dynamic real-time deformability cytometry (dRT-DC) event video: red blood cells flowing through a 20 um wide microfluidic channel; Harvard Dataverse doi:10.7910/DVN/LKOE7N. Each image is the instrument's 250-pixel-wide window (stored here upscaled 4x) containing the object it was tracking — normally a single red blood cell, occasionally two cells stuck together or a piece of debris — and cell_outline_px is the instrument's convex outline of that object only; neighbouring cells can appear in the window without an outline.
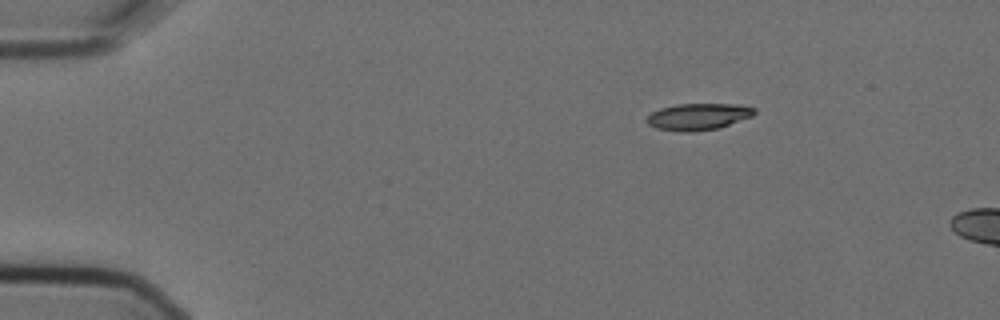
{"species": "Egyptian fruit bat (a non-hibernating species)", "species_latin": "Rousettus aegyptiacus", "temperature_condition": "cold", "stored_images_in_passage": 3, "camera_frame_rate_fps": 3000, "um_per_image_px": 0.085, "animal": {"sex": "female"}, "frame": {"image": 1, "passage_image": 1, "time_ms": 0.0, "image_size_px": [1000, 320], "cell_outline_px": [[756, 112], [752, 116], [720, 128], [692, 132], [680, 132], [656, 128], [648, 124], [644, 120], [652, 112], [660, 108], [676, 104], [740, 104], [756, 108]], "centroid_in_image_um": [59.35, 9.92], "position_along_channel_um": 25.7, "area_um2": 16.94}}